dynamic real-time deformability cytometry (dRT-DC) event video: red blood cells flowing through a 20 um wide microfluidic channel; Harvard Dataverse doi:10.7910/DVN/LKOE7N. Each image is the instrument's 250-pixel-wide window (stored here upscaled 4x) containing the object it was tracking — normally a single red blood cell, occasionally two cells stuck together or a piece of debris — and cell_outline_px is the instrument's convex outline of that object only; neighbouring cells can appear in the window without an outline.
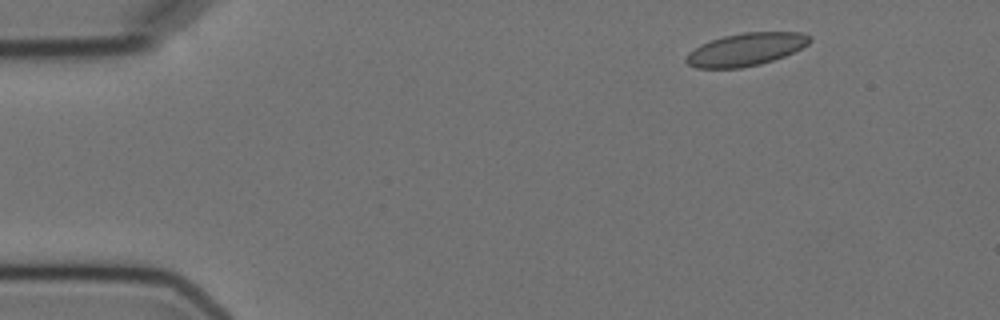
{"species": "Egyptian fruit bat (a non-hibernating species)", "species_latin": "Rousettus aegyptiacus", "temperature_condition": "cold", "stored_images_in_passage": 4, "camera_frame_rate_fps": 3000, "um_per_image_px": 0.085, "animal": {"sex": "female"}, "frame": {"image": 1, "passage_image": 1, "time_ms": 0.0, "image_size_px": [1000, 320], "cell_outline_px": [[812, 40], [808, 44], [784, 56], [760, 64], [740, 68], [696, 68], [688, 64], [684, 60], [688, 52], [700, 44], [724, 36], [744, 32], [804, 32]], "centroid_in_image_um": [63.37, 4.2], "position_along_channel_um": 21.6, "area_um2": 23.47}}
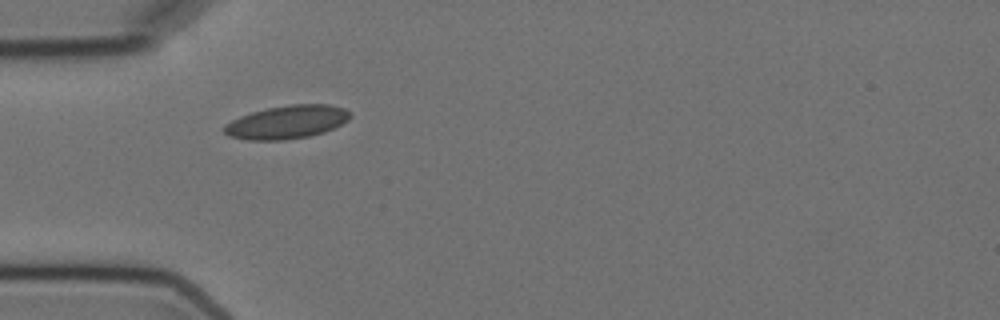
{"frame": {"image": 2, "passage_image": 3, "time_ms": 3.333, "image_size_px": [1000, 320], "cell_outline_px": [[352, 116], [348, 120], [324, 132], [308, 136], [284, 140], [248, 140], [228, 136], [224, 132], [224, 124], [240, 116], [252, 112], [268, 108], [288, 104], [328, 104], [344, 108], [352, 112]], "centroid_in_image_um": [24.39, 10.37], "position_along_channel_um": 60.6, "area_um2": 24.45}}
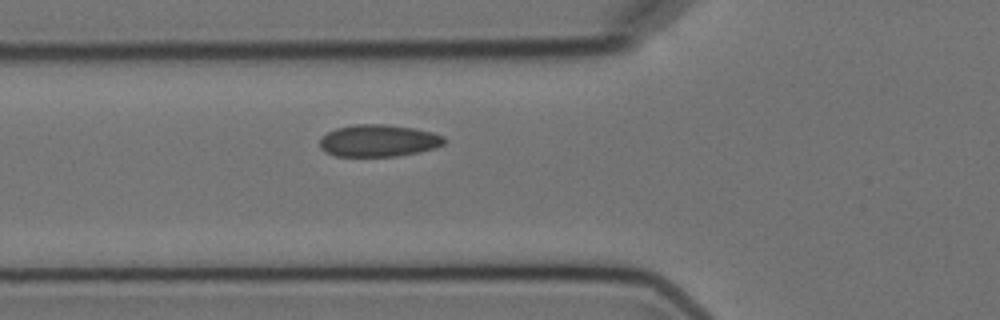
{"frame": {"image": 3, "passage_image": 4, "time_ms": 4.333, "image_size_px": [1000, 320], "cell_outline_px": [[448, 140], [444, 144], [436, 148], [420, 152], [396, 156], [336, 156], [324, 152], [320, 148], [320, 136], [336, 128], [356, 124], [384, 124], [412, 128], [432, 132], [444, 136]], "centroid_in_image_um": [32.18, 11.96], "position_along_channel_um": 93.6, "area_um2": 23.47}}